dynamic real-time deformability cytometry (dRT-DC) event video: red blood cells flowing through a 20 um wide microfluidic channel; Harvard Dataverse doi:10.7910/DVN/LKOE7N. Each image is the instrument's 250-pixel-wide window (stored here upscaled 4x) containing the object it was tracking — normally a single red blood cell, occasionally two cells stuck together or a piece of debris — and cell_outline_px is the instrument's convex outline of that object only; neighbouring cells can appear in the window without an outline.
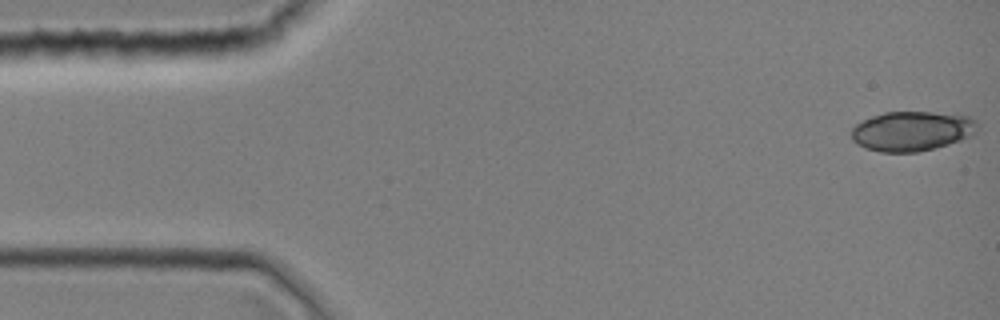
{"species": "common noctule bat (a hibernating species)", "species_latin": "Nyctalus noctula", "temperature_condition": "room temperature", "stored_images_in_passage": 12, "camera_frame_rate_fps": 3000, "um_per_image_px": 0.085, "animal": {"sex": "female", "body_mass_g": 19.0, "forearm_length_mm": 51.5}, "frame": {"image": 1, "passage_image": 1, "time_ms": 0.0, "image_size_px": [1000, 320], "cell_outline_px": [[976, 132], [972, 136], [948, 144], [916, 152], [880, 152], [864, 148], [852, 140], [852, 128], [856, 124], [872, 116], [884, 112], [932, 112], [972, 116], [976, 120]], "centroid_in_image_um": [77.52, 11.14], "position_along_channel_um": 7.5, "area_um2": 29.13}}
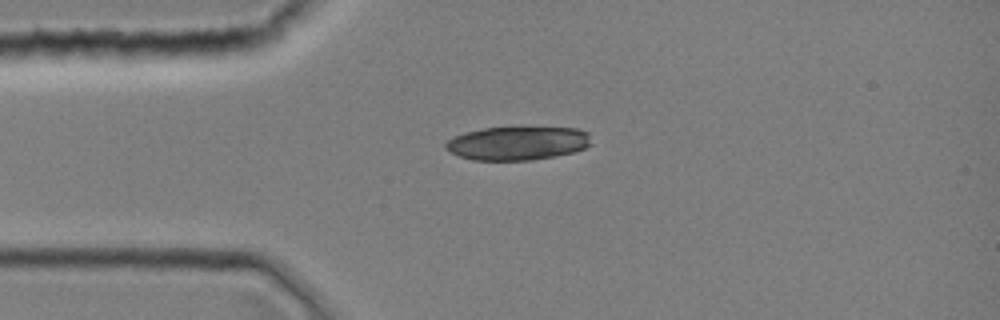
{"frame": {"image": 2, "passage_image": 9, "time_ms": 2.667, "image_size_px": [1000, 320], "cell_outline_px": [[592, 144], [584, 148], [572, 152], [556, 156], [532, 160], [472, 160], [460, 156], [444, 148], [444, 144], [448, 140], [464, 132], [484, 128], [520, 124], [576, 128], [588, 132]], "centroid_in_image_um": [44.03, 12.12], "position_along_channel_um": 41.0, "area_um2": 29.65}}
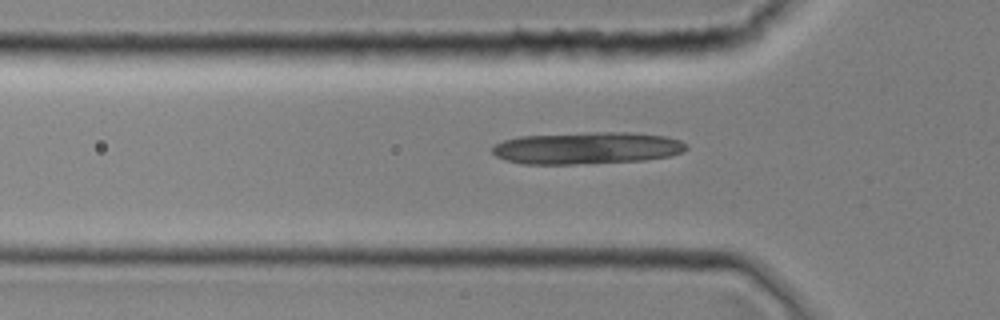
{"frame": {"image": 3, "passage_image": 12, "time_ms": 3.667, "image_size_px": [1000, 320], "cell_outline_px": [[688, 148], [680, 152], [668, 156], [644, 160], [572, 164], [520, 164], [504, 160], [496, 156], [492, 152], [492, 148], [496, 144], [504, 140], [520, 136], [588, 132], [632, 132], [664, 136], [680, 140]], "centroid_in_image_um": [49.84, 12.58], "position_along_channel_um": 76.0, "area_um2": 36.18}}